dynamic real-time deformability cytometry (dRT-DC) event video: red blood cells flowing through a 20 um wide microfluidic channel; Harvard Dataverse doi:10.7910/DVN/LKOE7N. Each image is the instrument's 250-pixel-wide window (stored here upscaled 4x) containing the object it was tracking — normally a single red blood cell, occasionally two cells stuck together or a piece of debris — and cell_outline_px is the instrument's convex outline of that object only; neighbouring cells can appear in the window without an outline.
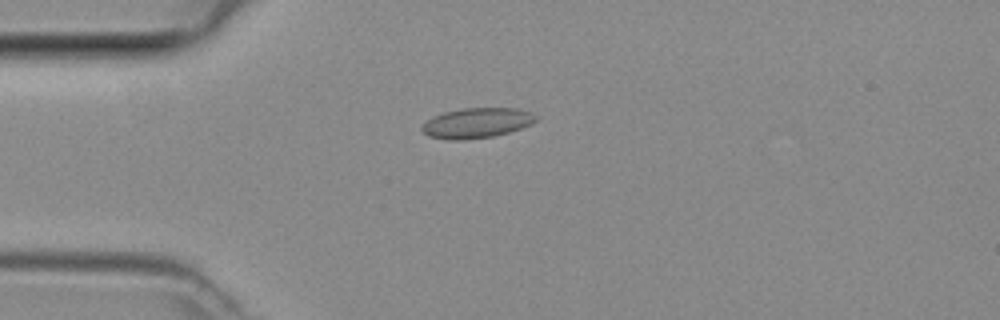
{"species": "common noctule bat (a hibernating species)", "species_latin": "Nyctalus noctula", "temperature_condition": "room temperature", "stored_images_in_passage": 1, "camera_frame_rate_fps": 3000, "um_per_image_px": 0.085, "animal": {"sex": "female", "body_mass_g": 29.2, "forearm_length_mm": 56.3}, "frame": {"image": 1, "passage_image": 1, "time_ms": 0.0, "image_size_px": [1000, 320], "cell_outline_px": [[540, 120], [532, 124], [508, 132], [492, 136], [460, 140], [448, 140], [428, 136], [420, 128], [432, 116], [444, 112], [460, 108], [516, 108], [532, 112], [540, 116]], "centroid_in_image_um": [40.57, 10.44], "position_along_channel_um": 44.4, "area_um2": 20.17}}